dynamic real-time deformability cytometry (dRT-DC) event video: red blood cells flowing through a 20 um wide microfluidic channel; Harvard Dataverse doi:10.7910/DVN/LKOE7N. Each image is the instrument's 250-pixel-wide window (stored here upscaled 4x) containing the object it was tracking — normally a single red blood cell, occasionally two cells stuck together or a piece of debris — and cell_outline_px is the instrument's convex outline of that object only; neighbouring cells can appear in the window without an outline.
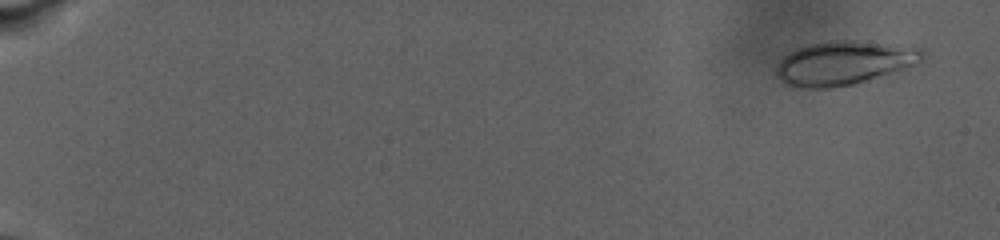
{"species": "human", "species_latin": "Homo sapiens", "temperature_condition": "warm", "stored_images_in_passage": 66, "camera_frame_rate_fps": 3000, "um_per_image_px": 0.085, "donor": {"sex": "male"}, "frame": {"image": 1, "passage_image": 4, "time_ms": 1.667, "image_size_px": [1000, 240], "cell_outline_px": [[924, 56], [920, 60], [904, 68], [852, 84], [832, 88], [800, 88], [784, 84], [780, 80], [776, 72], [776, 68], [780, 60], [784, 56], [808, 44], [828, 40], [856, 40], [920, 48], [924, 52]], "centroid_in_image_um": [71.66, 5.35], "position_along_channel_um": 13.3, "area_um2": 36.76}}
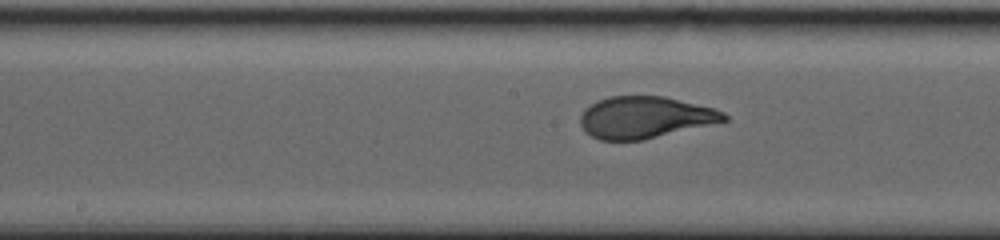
{"frame": {"image": 2, "passage_image": 38, "time_ms": 17.0, "image_size_px": [1000, 240], "cell_outline_px": [[728, 120], [644, 140], [600, 140], [592, 136], [580, 124], [580, 116], [584, 108], [600, 100], [612, 96], [664, 96], [712, 108], [724, 112], [728, 116]], "centroid_in_image_um": [54.82, 9.98], "position_along_channel_um": 193.4, "area_um2": 34.62}}
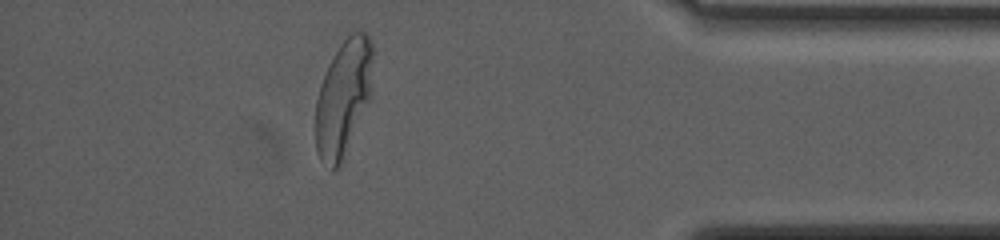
{"frame": {"image": 3, "passage_image": 60, "time_ms": 26.667, "image_size_px": [1000, 240], "cell_outline_px": [[372, 96], [340, 164], [336, 168], [332, 168], [320, 160], [316, 152], [316, 100], [320, 84], [340, 44], [352, 32], [364, 32], [368, 36], [372, 44]], "centroid_in_image_um": [29.2, 8.31], "position_along_channel_um": 406.0, "area_um2": 38.32}, "authors_computed_cell_mechanics": {"area_um2": 35.4892, "velocity_mm_per_s": 2.4927, "shape_relaxation_time_tau1_ms": 5.7645, "shape_relaxation_time_tau2_ms": null, "deformation_change_tau1": 0.2139, "deformation_change_tau2": null}}